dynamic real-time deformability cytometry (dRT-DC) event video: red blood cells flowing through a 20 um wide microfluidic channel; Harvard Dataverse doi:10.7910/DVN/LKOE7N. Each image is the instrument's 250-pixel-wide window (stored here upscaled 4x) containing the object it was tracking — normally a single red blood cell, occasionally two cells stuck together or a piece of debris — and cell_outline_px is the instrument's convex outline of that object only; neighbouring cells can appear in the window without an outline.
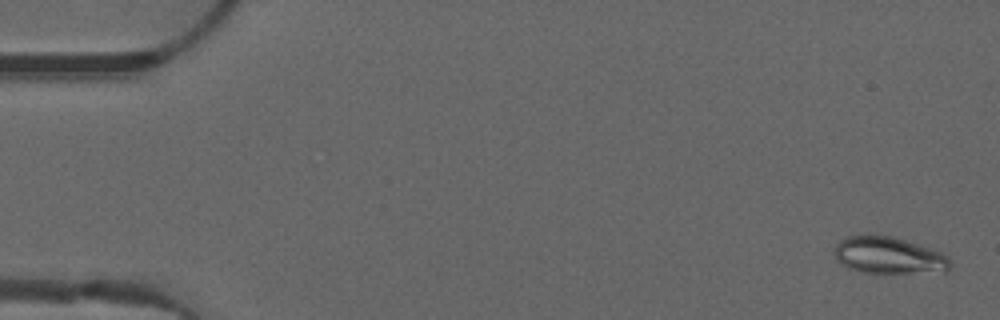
{"species": "common noctule bat (a hibernating species)", "species_latin": "Nyctalus noctula", "temperature_condition": "warm", "stored_images_in_passage": 52, "camera_frame_rate_fps": 3000, "um_per_image_px": 0.085, "animal": {"sex": "male", "forearm_length_mm": 52.5}, "frame": {"image": 1, "passage_image": 2, "time_ms": 0.333, "image_size_px": [1000, 320], "cell_outline_px": [[952, 264], [948, 272], [864, 272], [848, 268], [840, 264], [836, 260], [836, 244], [840, 240], [848, 236], [868, 232], [892, 236], [940, 252], [948, 256]], "centroid_in_image_um": [75.52, 21.68], "position_along_channel_um": 9.5, "area_um2": 25.03}}
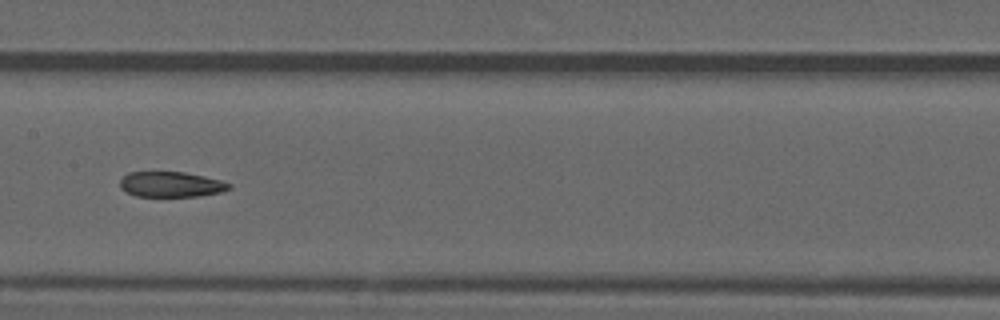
{"frame": {"image": 2, "passage_image": 26, "time_ms": 8.333, "image_size_px": [1000, 320], "cell_outline_px": [[232, 188], [220, 192], [200, 196], [136, 196], [120, 188], [120, 180], [128, 172], [184, 172], [220, 180], [232, 184]], "centroid_in_image_um": [14.54, 15.67], "position_along_channel_um": 192.9, "area_um2": 16.01}}
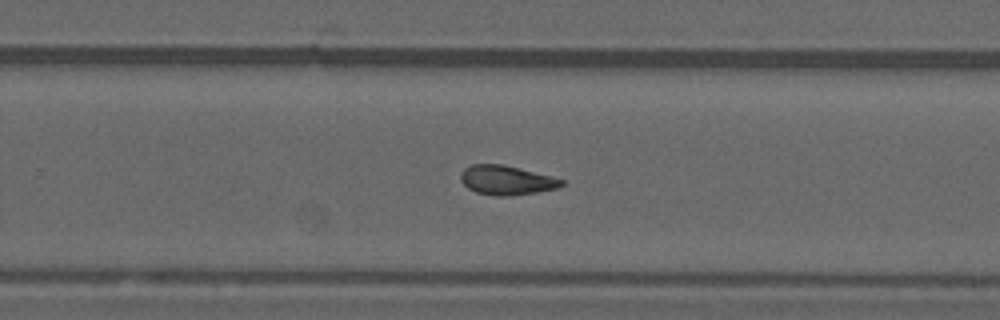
{"frame": {"image": 3, "passage_image": 33, "time_ms": 10.667, "image_size_px": [1000, 320], "cell_outline_px": [[564, 184], [556, 188], [536, 192], [512, 196], [492, 196], [476, 192], [468, 188], [460, 180], [460, 172], [464, 168], [472, 164], [500, 164], [552, 176], [564, 180]], "centroid_in_image_um": [43.01, 15.32], "position_along_channel_um": 286.8, "area_um2": 17.22}, "authors_computed_cell_mechanics": {"area_um2": 17.7157, "velocity_mm_per_s": 4.0419, "shape_relaxation_time_tau1_ms": null, "shape_relaxation_time_tau2_ms": 2.4135, "deformation_change_tau1": null, "deformation_change_tau2": 0.0906}}